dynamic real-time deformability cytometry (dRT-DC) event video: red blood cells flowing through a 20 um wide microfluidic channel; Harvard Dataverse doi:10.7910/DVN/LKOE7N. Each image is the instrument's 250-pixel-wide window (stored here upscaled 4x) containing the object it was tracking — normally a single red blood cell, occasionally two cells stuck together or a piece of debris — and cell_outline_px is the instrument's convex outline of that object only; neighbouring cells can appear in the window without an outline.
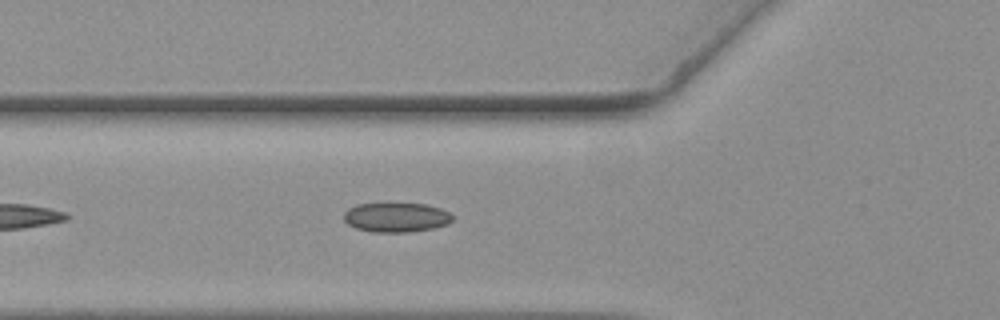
{"species": "common noctule bat (a hibernating species)", "species_latin": "Nyctalus noctula", "temperature_condition": "warm", "stored_images_in_passage": 15, "camera_frame_rate_fps": 3000, "um_per_image_px": 0.085, "animal": {"sex": "female", "body_mass_g": 19.3, "forearm_length_mm": 54.1}, "frame": {"image": 1, "passage_image": 7, "time_ms": 2.0, "image_size_px": [1000, 320], "cell_outline_px": [[452, 220], [448, 224], [432, 228], [408, 232], [372, 232], [356, 228], [348, 224], [344, 220], [344, 212], [348, 208], [356, 204], [388, 200], [428, 204], [440, 208], [448, 212], [452, 216]], "centroid_in_image_um": [33.63, 18.41], "position_along_channel_um": 92.2, "area_um2": 19.59}}